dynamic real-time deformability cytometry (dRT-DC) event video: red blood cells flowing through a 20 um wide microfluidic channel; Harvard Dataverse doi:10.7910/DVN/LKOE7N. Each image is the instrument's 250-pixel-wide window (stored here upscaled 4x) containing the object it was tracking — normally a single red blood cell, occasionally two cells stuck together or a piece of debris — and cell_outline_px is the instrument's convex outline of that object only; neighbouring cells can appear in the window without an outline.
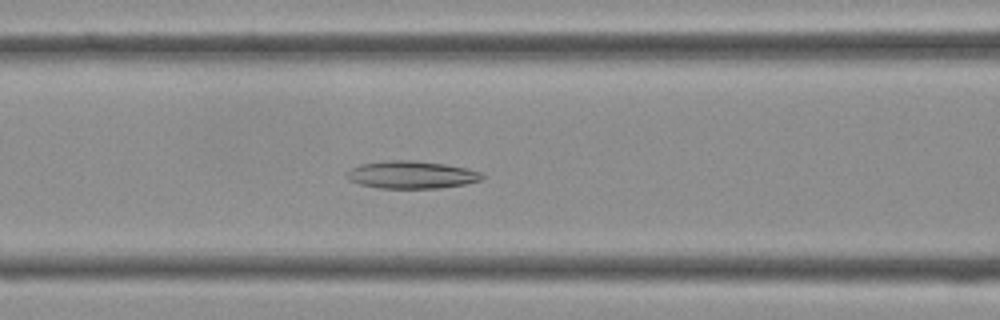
{"species": "Egyptian fruit bat (a non-hibernating species)", "species_latin": "Rousettus aegyptiacus", "temperature_condition": "cold", "stored_images_in_passage": 30, "camera_frame_rate_fps": 3000, "um_per_image_px": 0.085, "frame": {"image": 1, "passage_image": 6, "time_ms": 1.667, "image_size_px": [1000, 320], "cell_outline_px": [[484, 176], [480, 180], [464, 184], [440, 188], [380, 188], [360, 184], [348, 180], [344, 176], [344, 172], [360, 164], [388, 160], [412, 160], [444, 164], [468, 168], [480, 172]], "centroid_in_image_um": [34.93, 14.85], "position_along_channel_um": 131.7, "area_um2": 21.79}}
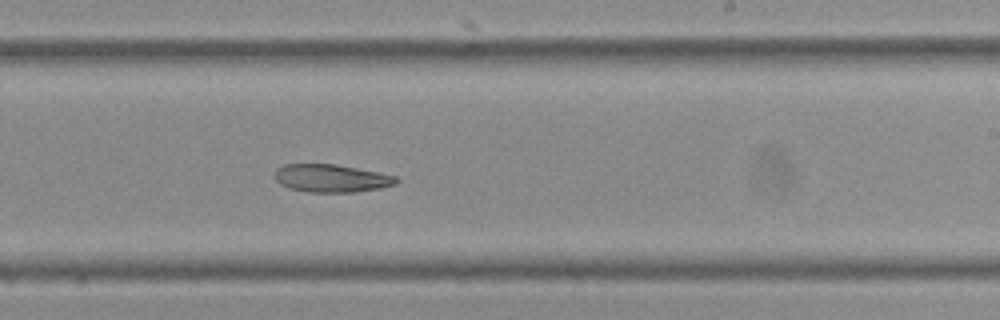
{"frame": {"image": 2, "passage_image": 14, "time_ms": 4.333, "image_size_px": [1000, 320], "cell_outline_px": [[400, 180], [396, 184], [380, 188], [356, 192], [308, 192], [292, 188], [280, 184], [276, 180], [276, 168], [284, 164], [336, 164], [396, 176]], "centroid_in_image_um": [28.18, 15.15], "position_along_channel_um": 260.8, "area_um2": 19.59}}
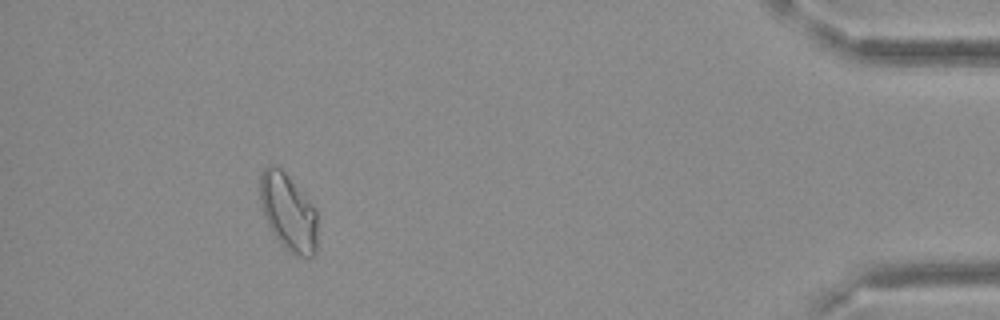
{"frame": {"image": 3, "passage_image": 27, "time_ms": 8.667, "image_size_px": [1000, 320], "cell_outline_px": [[316, 252], [308, 260], [288, 252], [280, 244], [272, 232], [264, 216], [260, 204], [260, 172], [268, 164], [272, 164], [280, 168], [284, 172], [316, 208]], "centroid_in_image_um": [24.49, 18.07], "position_along_channel_um": 410.7, "area_um2": 26.01}}